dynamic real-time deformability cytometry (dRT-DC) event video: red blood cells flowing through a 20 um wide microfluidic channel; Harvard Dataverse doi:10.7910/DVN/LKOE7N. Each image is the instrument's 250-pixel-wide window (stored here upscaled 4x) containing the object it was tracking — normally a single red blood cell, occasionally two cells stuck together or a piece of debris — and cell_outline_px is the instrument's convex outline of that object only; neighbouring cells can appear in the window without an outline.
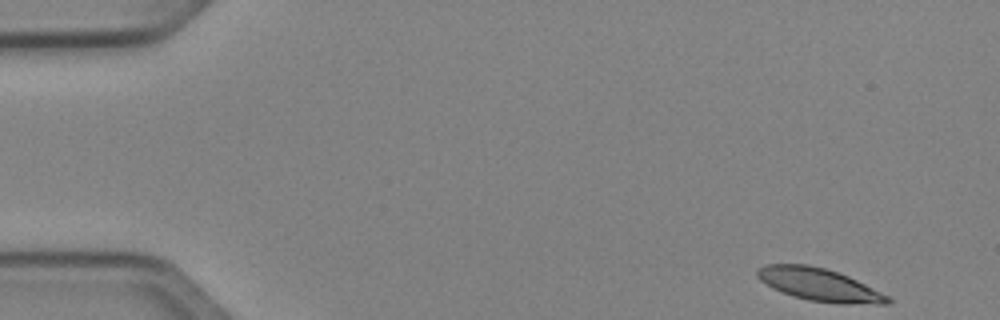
{"species": "Egyptian fruit bat (a non-hibernating species)", "species_latin": "Rousettus aegyptiacus", "temperature_condition": "cold", "stored_images_in_passage": 48, "camera_frame_rate_fps": 3000, "um_per_image_px": 0.085, "animal": {"sex": "female"}, "frame": {"image": 1, "passage_image": 1, "time_ms": 0.0, "image_size_px": [1000, 320], "cell_outline_px": [[892, 300], [888, 304], [840, 304], [808, 300], [792, 296], [772, 288], [760, 280], [756, 276], [756, 268], [764, 264], [808, 264], [824, 268], [848, 276], [888, 296]], "centroid_in_image_um": [69.58, 24.19], "position_along_channel_um": 15.4, "area_um2": 24.8}}
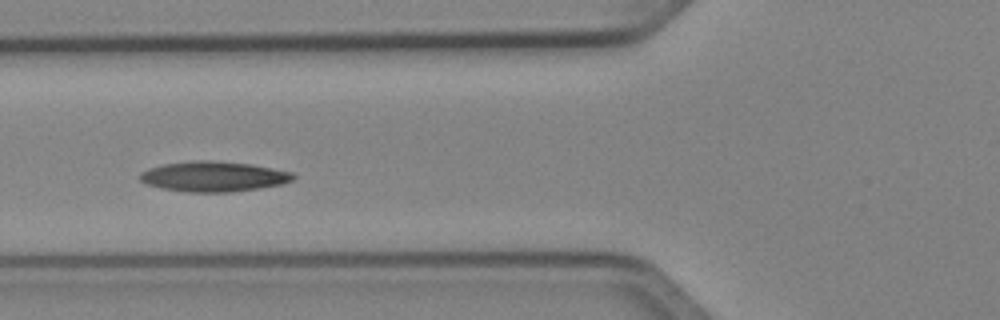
{"frame": {"image": 2, "passage_image": 17, "time_ms": 5.333, "image_size_px": [1000, 320], "cell_outline_px": [[296, 176], [292, 180], [284, 184], [260, 188], [232, 192], [188, 192], [160, 188], [144, 184], [136, 176], [140, 172], [148, 168], [164, 164], [192, 160], [212, 160], [252, 164], [292, 172]], "centroid_in_image_um": [18.11, 15.0], "position_along_channel_um": 107.7, "area_um2": 27.4}}
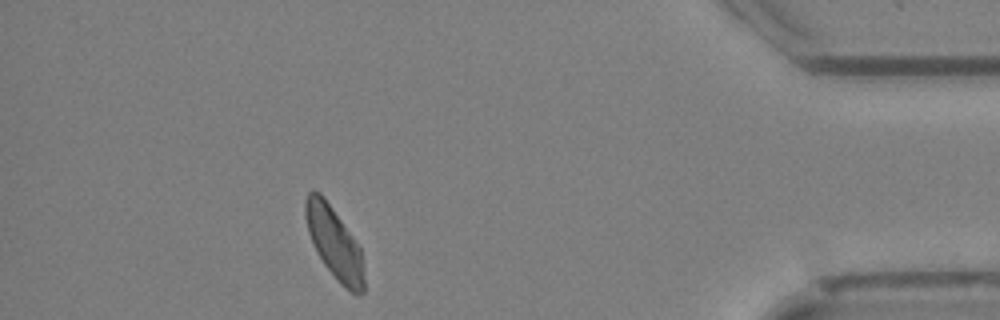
{"frame": {"image": 3, "passage_image": 43, "time_ms": 14.0, "image_size_px": [1000, 320], "cell_outline_px": [[364, 292], [356, 296], [340, 284], [336, 280], [324, 264], [316, 252], [308, 232], [304, 216], [304, 200], [308, 192], [312, 188], [320, 192], [360, 248], [364, 272]], "centroid_in_image_um": [28.38, 20.67], "position_along_channel_um": 406.8, "area_um2": 24.39}, "authors_computed_cell_mechanics": {"area_um2": 24.9985, "velocity_mm_per_s": 3.9931, "shape_relaxation_time_tau1_ms": 4.9255, "shape_relaxation_time_tau2_ms": 4.5466, "deformation_change_tau1": 0.1314, "deformation_change_tau2": 0.1071}}